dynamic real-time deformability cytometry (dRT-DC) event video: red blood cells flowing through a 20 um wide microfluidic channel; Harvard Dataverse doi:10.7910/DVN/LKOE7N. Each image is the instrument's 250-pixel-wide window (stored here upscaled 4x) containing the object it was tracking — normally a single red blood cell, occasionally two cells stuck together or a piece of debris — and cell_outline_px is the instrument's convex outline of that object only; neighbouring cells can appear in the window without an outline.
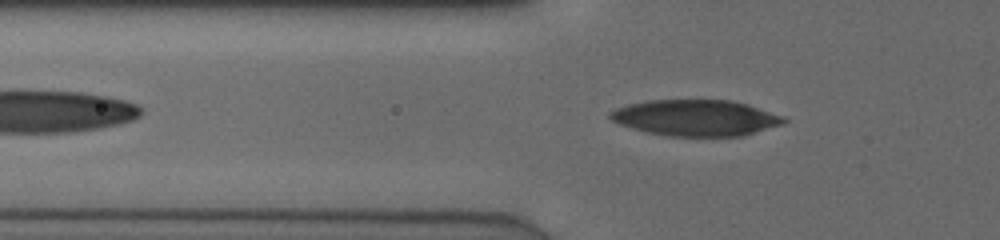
{"species": "human", "species_latin": "Homo sapiens", "temperature_condition": "cold", "stored_images_in_passage": 39, "camera_frame_rate_fps": 3000, "um_per_image_px": 0.085, "donor": {"sex": "male"}, "frame": {"image": 1, "passage_image": 5, "time_ms": 1.333, "image_size_px": [1000, 240], "cell_outline_px": [[788, 120], [784, 124], [744, 136], [668, 136], [648, 132], [632, 128], [620, 124], [612, 120], [608, 116], [608, 112], [616, 108], [628, 104], [648, 100], [732, 100], [748, 104], [784, 116]], "centroid_in_image_um": [59.17, 10.01], "position_along_channel_um": 66.6, "area_um2": 36.76}}
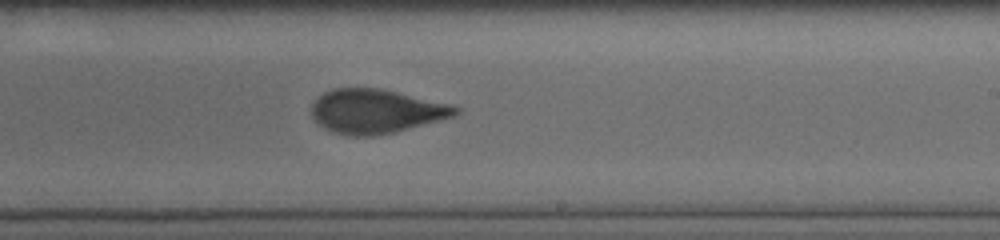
{"frame": {"image": 2, "passage_image": 20, "time_ms": 6.333, "image_size_px": [1000, 240], "cell_outline_px": [[460, 112], [456, 116], [392, 132], [372, 136], [348, 136], [332, 132], [324, 128], [312, 116], [312, 104], [324, 92], [332, 88], [380, 88], [448, 104], [460, 108]], "centroid_in_image_um": [31.94, 9.46], "position_along_channel_um": 257.1, "area_um2": 36.59}}
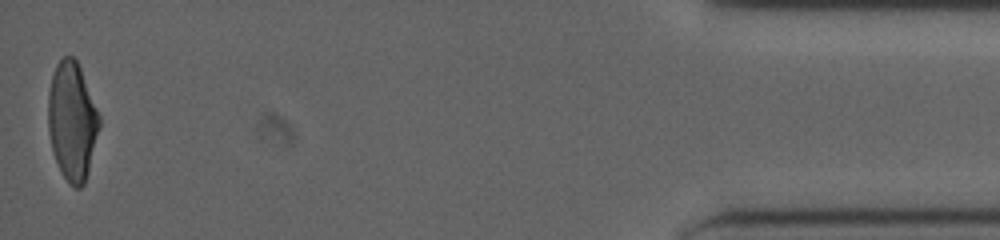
{"frame": {"image": 3, "passage_image": 39, "time_ms": 12.667, "image_size_px": [1000, 240], "cell_outline_px": [[100, 128], [88, 172], [84, 184], [80, 188], [72, 188], [68, 184], [56, 160], [52, 148], [48, 128], [48, 92], [52, 76], [56, 64], [64, 56], [72, 56], [76, 60], [80, 68], [100, 116]], "centroid_in_image_um": [6.13, 10.31], "position_along_channel_um": 429.1, "area_um2": 35.14}, "authors_computed_cell_mechanics": {"area_um2": 36.5296, "velocity_mm_per_s": 3.9094, "shape_relaxation_time_tau1_ms": 4.4332, "shape_relaxation_time_tau2_ms": 1.1579, "deformation_change_tau1": 0.1463, "deformation_change_tau2": 0.0822}}